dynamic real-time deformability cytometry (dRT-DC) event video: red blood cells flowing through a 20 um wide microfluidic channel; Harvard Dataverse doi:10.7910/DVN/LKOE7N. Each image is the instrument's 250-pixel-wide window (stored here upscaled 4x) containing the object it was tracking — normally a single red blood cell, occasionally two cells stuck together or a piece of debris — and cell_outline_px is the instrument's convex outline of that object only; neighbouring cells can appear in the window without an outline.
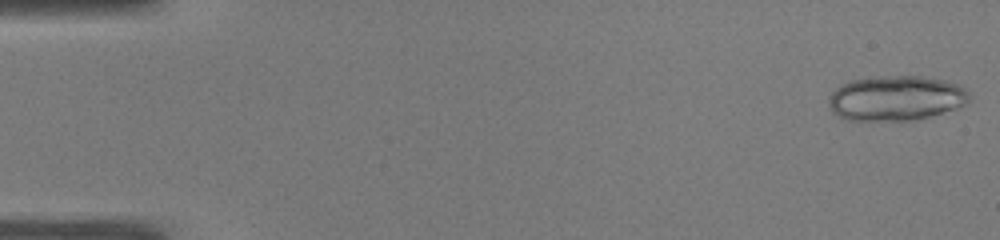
{"species": "common noctule bat (a hibernating species)", "species_latin": "Nyctalus noctula", "temperature_condition": "warm", "stored_images_in_passage": 18, "camera_frame_rate_fps": 3000, "um_per_image_px": 0.085, "animal": {"sex": "male", "body_mass_g": 19.0, "forearm_length_mm": 50.8}, "frame": {"image": 1, "passage_image": 1, "time_ms": 0.0, "image_size_px": [1000, 240], "cell_outline_px": [[972, 96], [964, 104], [956, 108], [916, 120], [844, 120], [832, 112], [828, 108], [828, 96], [840, 84], [852, 80], [884, 76], [920, 76], [948, 80], [960, 84], [968, 88]], "centroid_in_image_um": [76.17, 8.34], "position_along_channel_um": 8.8, "area_um2": 37.28}}